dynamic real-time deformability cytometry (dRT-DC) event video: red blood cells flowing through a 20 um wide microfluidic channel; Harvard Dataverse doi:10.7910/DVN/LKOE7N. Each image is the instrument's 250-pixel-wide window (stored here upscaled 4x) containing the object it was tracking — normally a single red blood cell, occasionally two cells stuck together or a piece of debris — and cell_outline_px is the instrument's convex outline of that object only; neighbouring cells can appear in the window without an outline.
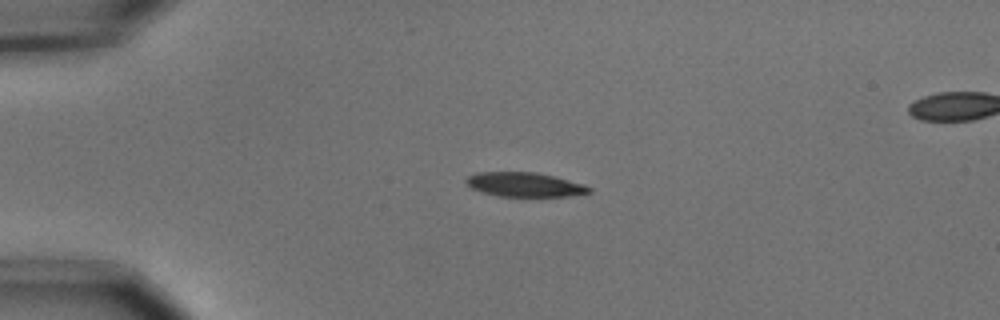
{"species": "common noctule bat (a hibernating species)", "species_latin": "Nyctalus noctula", "temperature_condition": "cold", "stored_images_in_passage": 5, "segment_of_instrument_passage": [1, 2], "camera_frame_rate_fps": 3000, "um_per_image_px": 0.085, "animal": {"sex": "male", "body_mass_g": 15.6}, "frame": {"image": 1, "passage_image": 3, "time_ms": 0.667, "image_size_px": [1000, 320], "cell_outline_px": [[592, 192], [568, 196], [496, 196], [472, 188], [464, 180], [468, 176], [476, 172], [536, 172], [584, 184], [592, 188]], "centroid_in_image_um": [44.59, 15.69], "position_along_channel_um": 40.4, "area_um2": 17.28}}